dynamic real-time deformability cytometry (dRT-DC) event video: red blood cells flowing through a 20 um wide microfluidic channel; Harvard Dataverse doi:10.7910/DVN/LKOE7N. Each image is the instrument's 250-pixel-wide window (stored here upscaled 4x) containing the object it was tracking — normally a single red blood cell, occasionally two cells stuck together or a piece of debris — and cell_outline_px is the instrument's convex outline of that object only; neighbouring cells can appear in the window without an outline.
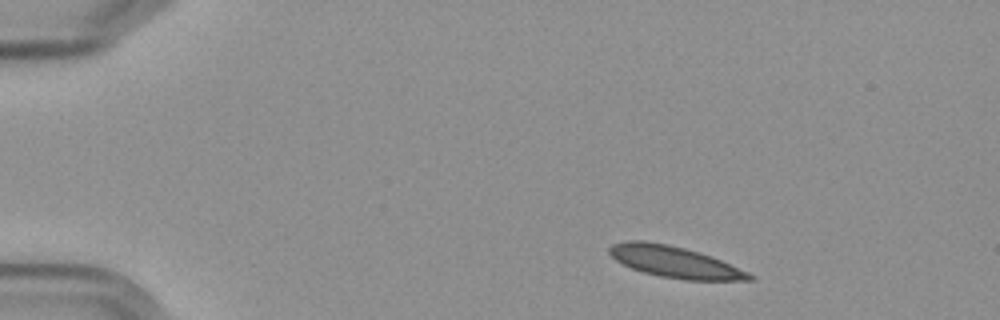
{"species": "Egyptian fruit bat (a non-hibernating species)", "species_latin": "Rousettus aegyptiacus", "temperature_condition": "cold", "stored_images_in_passage": 4, "segment_of_instrument_passage": [1, 2], "camera_frame_rate_fps": 3000, "um_per_image_px": 0.085, "frame": {"image": 1, "passage_image": 1, "time_ms": 0.0, "image_size_px": [1000, 320], "cell_outline_px": [[756, 276], [752, 280], [688, 280], [660, 276], [644, 272], [632, 268], [616, 260], [608, 252], [608, 248], [612, 244], [624, 240], [644, 240], [668, 244], [684, 248], [712, 256], [748, 272]], "centroid_in_image_um": [57.33, 22.25], "position_along_channel_um": 27.7, "area_um2": 25.49}}